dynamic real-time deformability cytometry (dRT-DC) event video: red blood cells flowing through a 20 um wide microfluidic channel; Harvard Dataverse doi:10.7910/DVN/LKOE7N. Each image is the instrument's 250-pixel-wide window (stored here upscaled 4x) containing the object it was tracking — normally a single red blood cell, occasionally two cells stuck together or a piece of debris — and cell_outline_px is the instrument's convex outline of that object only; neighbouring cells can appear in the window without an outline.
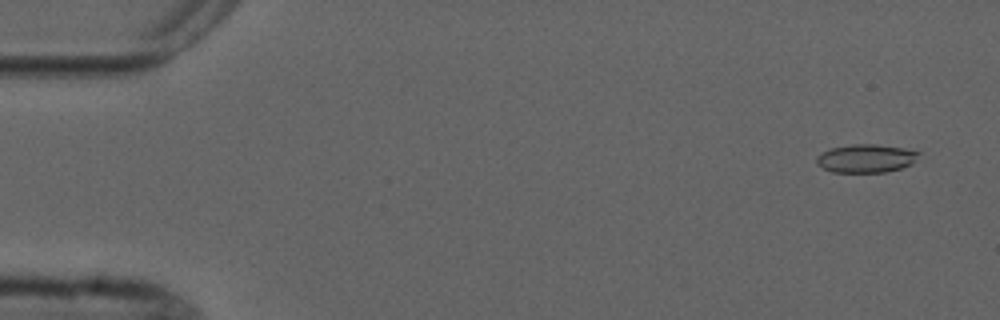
{"species": "common noctule bat (a hibernating species)", "species_latin": "Nyctalus noctula", "temperature_condition": "cold", "stored_images_in_passage": 4, "camera_frame_rate_fps": 3000, "um_per_image_px": 0.085, "animal": {"sex": "male", "forearm_length_mm": 52.5}, "frame": {"image": 1, "passage_image": 1, "time_ms": 0.0, "image_size_px": [1000, 320], "cell_outline_px": [[920, 152], [912, 164], [900, 168], [884, 172], [832, 172], [816, 164], [816, 156], [820, 152], [832, 148], [852, 144], [876, 144], [904, 148]], "centroid_in_image_um": [73.57, 13.46], "position_along_channel_um": 11.4, "area_um2": 16.82}}
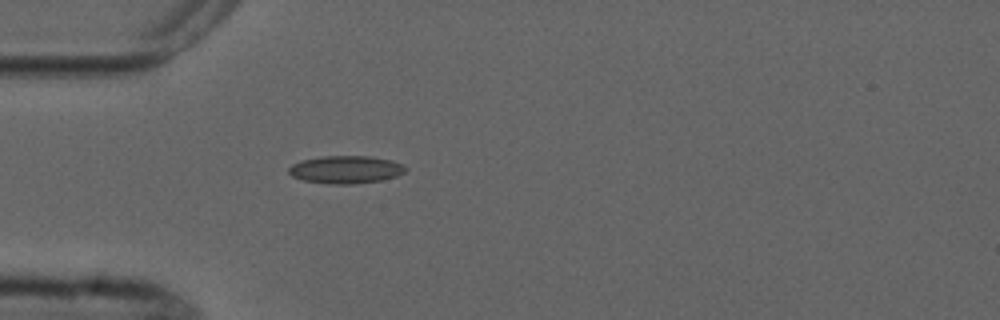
{"frame": {"image": 2, "passage_image": 4, "time_ms": 4.333, "image_size_px": [1000, 320], "cell_outline_px": [[408, 168], [404, 172], [396, 176], [380, 180], [352, 184], [332, 184], [304, 180], [292, 176], [288, 172], [288, 168], [292, 164], [300, 160], [320, 156], [368, 156], [392, 160], [404, 164]], "centroid_in_image_um": [29.39, 14.4], "position_along_channel_um": 55.6, "area_um2": 18.9}}